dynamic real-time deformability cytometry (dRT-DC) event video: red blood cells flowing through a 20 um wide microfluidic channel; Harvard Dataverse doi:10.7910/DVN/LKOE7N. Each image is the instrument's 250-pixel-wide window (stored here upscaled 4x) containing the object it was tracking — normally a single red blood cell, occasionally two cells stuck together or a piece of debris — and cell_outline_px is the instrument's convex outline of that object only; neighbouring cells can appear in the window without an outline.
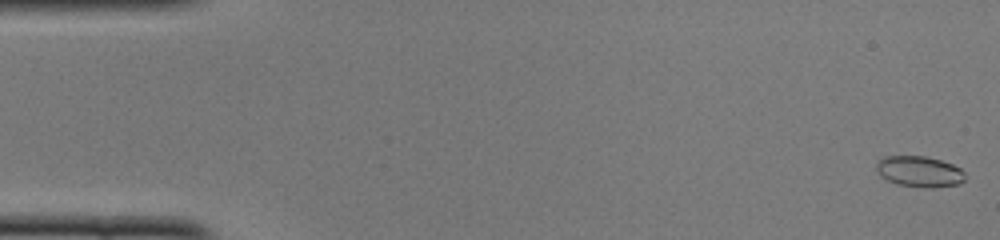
{"species": "common noctule bat (a hibernating species)", "species_latin": "Nyctalus noctula", "temperature_condition": "cold", "stored_images_in_passage": 50, "camera_frame_rate_fps": 3000, "um_per_image_px": 0.085, "animal": {"sex": "female", "body_mass_g": 22.0, "forearm_length_mm": 56.7}, "frame": {"image": 1, "passage_image": 1, "time_ms": 0.0, "image_size_px": [1000, 240], "cell_outline_px": [[964, 180], [960, 184], [932, 188], [924, 188], [896, 184], [880, 176], [876, 168], [876, 164], [884, 156], [924, 156], [940, 160], [952, 164], [960, 168], [964, 172]], "centroid_in_image_um": [78.15, 14.59], "position_along_channel_um": 6.8, "area_um2": 16.01}}
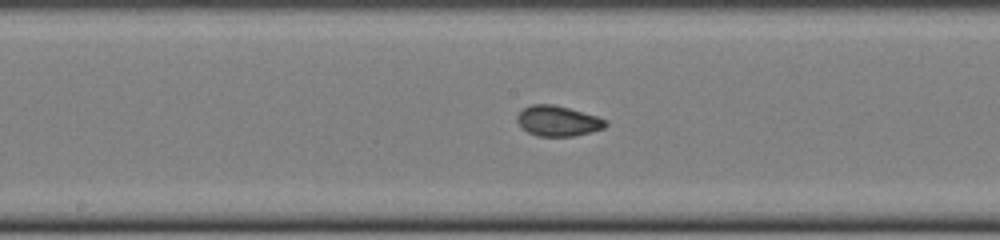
{"frame": {"image": 2, "passage_image": 26, "time_ms": 8.333, "image_size_px": [1000, 240], "cell_outline_px": [[608, 124], [604, 128], [572, 136], [540, 136], [528, 132], [516, 120], [516, 116], [524, 108], [532, 104], [552, 104], [568, 108], [596, 116], [608, 120]], "centroid_in_image_um": [47.43, 10.27], "position_along_channel_um": 200.8, "area_um2": 15.37}}
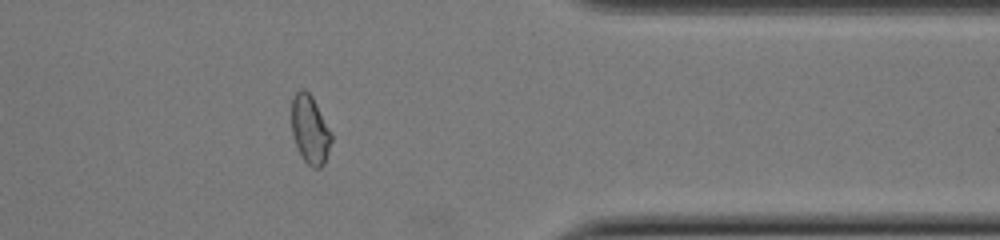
{"frame": {"image": 3, "passage_image": 41, "time_ms": 13.333, "image_size_px": [1000, 240], "cell_outline_px": [[332, 140], [324, 164], [320, 168], [312, 168], [304, 160], [296, 144], [292, 132], [292, 96], [300, 88], [304, 88], [312, 96], [332, 132]], "centroid_in_image_um": [26.36, 10.99], "position_along_channel_um": 385.0, "area_um2": 15.9}, "authors_computed_cell_mechanics": {"area_um2": 15.895, "velocity_mm_per_s": 3.9878, "shape_relaxation_time_tau1_ms": 5.7417, "shape_relaxation_time_tau2_ms": 0.8118, "deformation_change_tau1": 0.1068, "deformation_change_tau2": 0.0432}}